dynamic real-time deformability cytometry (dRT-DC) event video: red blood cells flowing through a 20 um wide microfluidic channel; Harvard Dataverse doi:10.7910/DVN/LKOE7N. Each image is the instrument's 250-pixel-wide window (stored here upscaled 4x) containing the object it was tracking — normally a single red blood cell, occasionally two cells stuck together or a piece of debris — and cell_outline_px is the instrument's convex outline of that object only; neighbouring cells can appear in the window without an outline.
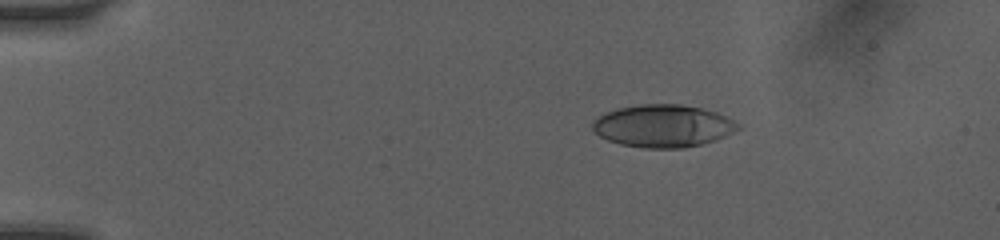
{"species": "human", "species_latin": "Homo sapiens", "temperature_condition": "room temperature", "stored_images_in_passage": 5, "camera_frame_rate_fps": 3000, "um_per_image_px": 0.085, "donor": {"sex": "female"}, "frame": {"image": 1, "passage_image": 2, "time_ms": 1.0, "image_size_px": [1000, 240], "cell_outline_px": [[744, 128], [716, 140], [684, 148], [644, 148], [620, 144], [608, 140], [600, 136], [592, 128], [592, 124], [604, 112], [616, 108], [640, 104], [680, 104], [700, 108], [716, 112], [740, 124]], "centroid_in_image_um": [56.38, 10.7], "position_along_channel_um": 28.6, "area_um2": 36.07}}
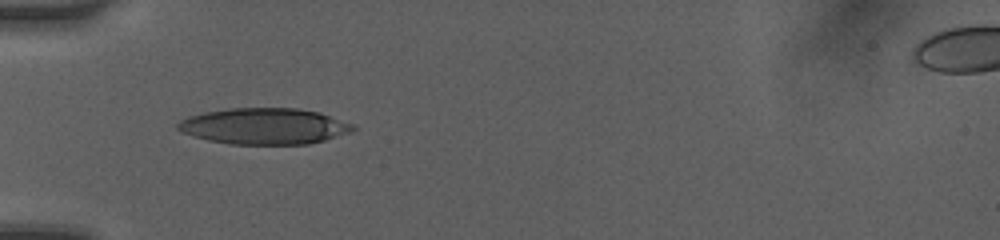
{"frame": {"image": 2, "passage_image": 4, "time_ms": 3.667, "image_size_px": [1000, 240], "cell_outline_px": [[356, 128], [352, 132], [324, 140], [308, 144], [228, 144], [208, 140], [192, 136], [176, 128], [176, 124], [180, 120], [188, 116], [204, 112], [228, 108], [296, 108], [320, 112], [352, 124]], "centroid_in_image_um": [22.44, 10.72], "position_along_channel_um": 62.6, "area_um2": 36.99}}
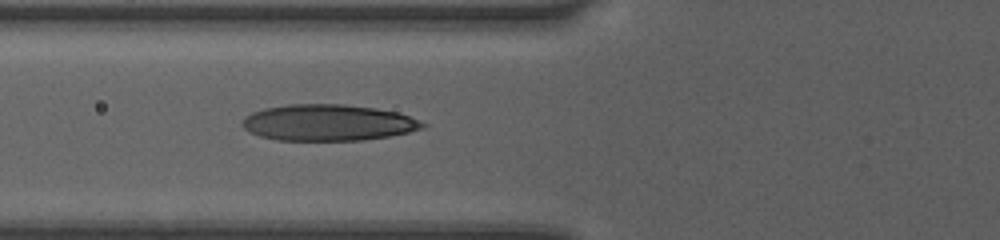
{"frame": {"image": 3, "passage_image": 5, "time_ms": 4.667, "image_size_px": [1000, 240], "cell_outline_px": [[428, 124], [424, 128], [408, 132], [388, 136], [364, 140], [276, 140], [260, 136], [248, 132], [240, 124], [244, 116], [252, 112], [264, 108], [288, 104], [344, 104], [376, 108], [396, 112], [408, 116]], "centroid_in_image_um": [27.84, 10.42], "position_along_channel_um": 98.0, "area_um2": 38.26}}